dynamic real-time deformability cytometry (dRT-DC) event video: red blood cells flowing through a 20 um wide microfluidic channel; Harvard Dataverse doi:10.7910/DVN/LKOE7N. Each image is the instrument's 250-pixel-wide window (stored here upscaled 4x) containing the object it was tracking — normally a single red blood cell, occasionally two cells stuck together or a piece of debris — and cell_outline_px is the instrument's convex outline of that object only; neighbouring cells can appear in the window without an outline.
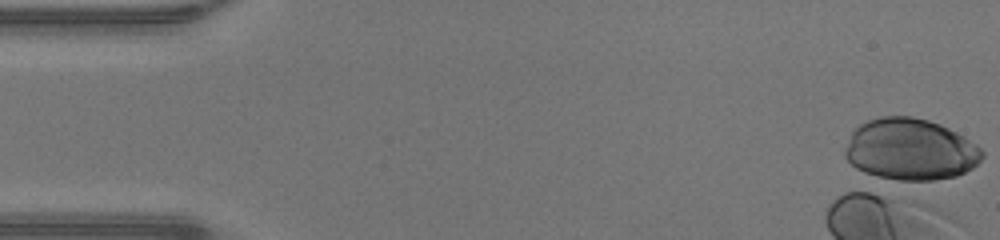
{"species": "human", "species_latin": "Homo sapiens", "temperature_condition": "warm", "stored_images_in_passage": 1, "camera_frame_rate_fps": 3000, "um_per_image_px": 0.085, "donor": {"sex": "male"}, "frame": {"image": 1, "passage_image": 1, "time_ms": 0.0, "image_size_px": [1000, 240], "cell_outline_px": [[984, 156], [972, 168], [956, 176], [932, 180], [900, 180], [876, 176], [864, 172], [856, 168], [844, 156], [844, 148], [852, 132], [860, 124], [868, 120], [880, 116], [912, 116], [928, 120], [940, 124], [964, 136], [976, 144], [984, 152]], "centroid_in_image_um": [77.37, 12.69], "position_along_channel_um": 7.6, "area_um2": 49.19}}